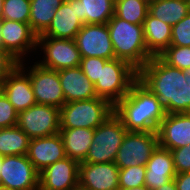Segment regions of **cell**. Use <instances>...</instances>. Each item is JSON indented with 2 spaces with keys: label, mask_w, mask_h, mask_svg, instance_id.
<instances>
[{
  "label": "cell",
  "mask_w": 190,
  "mask_h": 190,
  "mask_svg": "<svg viewBox=\"0 0 190 190\" xmlns=\"http://www.w3.org/2000/svg\"><path fill=\"white\" fill-rule=\"evenodd\" d=\"M159 57L171 67L180 70L190 68V46L170 45Z\"/></svg>",
  "instance_id": "obj_30"
},
{
  "label": "cell",
  "mask_w": 190,
  "mask_h": 190,
  "mask_svg": "<svg viewBox=\"0 0 190 190\" xmlns=\"http://www.w3.org/2000/svg\"><path fill=\"white\" fill-rule=\"evenodd\" d=\"M184 79L187 81V84L190 86V68L184 70Z\"/></svg>",
  "instance_id": "obj_39"
},
{
  "label": "cell",
  "mask_w": 190,
  "mask_h": 190,
  "mask_svg": "<svg viewBox=\"0 0 190 190\" xmlns=\"http://www.w3.org/2000/svg\"><path fill=\"white\" fill-rule=\"evenodd\" d=\"M159 146L168 150L190 144V112L166 114L157 130Z\"/></svg>",
  "instance_id": "obj_17"
},
{
  "label": "cell",
  "mask_w": 190,
  "mask_h": 190,
  "mask_svg": "<svg viewBox=\"0 0 190 190\" xmlns=\"http://www.w3.org/2000/svg\"><path fill=\"white\" fill-rule=\"evenodd\" d=\"M18 65V60H16L9 52L0 48V87L4 80Z\"/></svg>",
  "instance_id": "obj_36"
},
{
  "label": "cell",
  "mask_w": 190,
  "mask_h": 190,
  "mask_svg": "<svg viewBox=\"0 0 190 190\" xmlns=\"http://www.w3.org/2000/svg\"><path fill=\"white\" fill-rule=\"evenodd\" d=\"M80 68L86 77L95 84L100 73V58L98 57H82Z\"/></svg>",
  "instance_id": "obj_35"
},
{
  "label": "cell",
  "mask_w": 190,
  "mask_h": 190,
  "mask_svg": "<svg viewBox=\"0 0 190 190\" xmlns=\"http://www.w3.org/2000/svg\"><path fill=\"white\" fill-rule=\"evenodd\" d=\"M126 132L127 130L121 119L113 113L101 125L94 129L92 143L86 158L82 162H114Z\"/></svg>",
  "instance_id": "obj_6"
},
{
  "label": "cell",
  "mask_w": 190,
  "mask_h": 190,
  "mask_svg": "<svg viewBox=\"0 0 190 190\" xmlns=\"http://www.w3.org/2000/svg\"><path fill=\"white\" fill-rule=\"evenodd\" d=\"M149 0H115L114 15L133 24H144Z\"/></svg>",
  "instance_id": "obj_28"
},
{
  "label": "cell",
  "mask_w": 190,
  "mask_h": 190,
  "mask_svg": "<svg viewBox=\"0 0 190 190\" xmlns=\"http://www.w3.org/2000/svg\"><path fill=\"white\" fill-rule=\"evenodd\" d=\"M107 26L116 59L139 71L153 57L146 48L143 24L129 23L113 15Z\"/></svg>",
  "instance_id": "obj_3"
},
{
  "label": "cell",
  "mask_w": 190,
  "mask_h": 190,
  "mask_svg": "<svg viewBox=\"0 0 190 190\" xmlns=\"http://www.w3.org/2000/svg\"><path fill=\"white\" fill-rule=\"evenodd\" d=\"M174 46H190V12L171 29V43Z\"/></svg>",
  "instance_id": "obj_32"
},
{
  "label": "cell",
  "mask_w": 190,
  "mask_h": 190,
  "mask_svg": "<svg viewBox=\"0 0 190 190\" xmlns=\"http://www.w3.org/2000/svg\"><path fill=\"white\" fill-rule=\"evenodd\" d=\"M0 31H1V21H0ZM0 48H2L1 32H0Z\"/></svg>",
  "instance_id": "obj_43"
},
{
  "label": "cell",
  "mask_w": 190,
  "mask_h": 190,
  "mask_svg": "<svg viewBox=\"0 0 190 190\" xmlns=\"http://www.w3.org/2000/svg\"><path fill=\"white\" fill-rule=\"evenodd\" d=\"M79 162L65 157L39 173V190H78Z\"/></svg>",
  "instance_id": "obj_14"
},
{
  "label": "cell",
  "mask_w": 190,
  "mask_h": 190,
  "mask_svg": "<svg viewBox=\"0 0 190 190\" xmlns=\"http://www.w3.org/2000/svg\"><path fill=\"white\" fill-rule=\"evenodd\" d=\"M0 185L13 190H39V172L27 155L4 156Z\"/></svg>",
  "instance_id": "obj_10"
},
{
  "label": "cell",
  "mask_w": 190,
  "mask_h": 190,
  "mask_svg": "<svg viewBox=\"0 0 190 190\" xmlns=\"http://www.w3.org/2000/svg\"><path fill=\"white\" fill-rule=\"evenodd\" d=\"M31 138L17 125L0 128V152L4 156L27 155Z\"/></svg>",
  "instance_id": "obj_27"
},
{
  "label": "cell",
  "mask_w": 190,
  "mask_h": 190,
  "mask_svg": "<svg viewBox=\"0 0 190 190\" xmlns=\"http://www.w3.org/2000/svg\"><path fill=\"white\" fill-rule=\"evenodd\" d=\"M174 181L177 190H190V171L176 174Z\"/></svg>",
  "instance_id": "obj_37"
},
{
  "label": "cell",
  "mask_w": 190,
  "mask_h": 190,
  "mask_svg": "<svg viewBox=\"0 0 190 190\" xmlns=\"http://www.w3.org/2000/svg\"><path fill=\"white\" fill-rule=\"evenodd\" d=\"M155 190H177V188L174 179H171L169 182H166L164 185Z\"/></svg>",
  "instance_id": "obj_38"
},
{
  "label": "cell",
  "mask_w": 190,
  "mask_h": 190,
  "mask_svg": "<svg viewBox=\"0 0 190 190\" xmlns=\"http://www.w3.org/2000/svg\"><path fill=\"white\" fill-rule=\"evenodd\" d=\"M114 113L127 131L157 132L166 111L160 100L137 80L128 94L114 106Z\"/></svg>",
  "instance_id": "obj_2"
},
{
  "label": "cell",
  "mask_w": 190,
  "mask_h": 190,
  "mask_svg": "<svg viewBox=\"0 0 190 190\" xmlns=\"http://www.w3.org/2000/svg\"><path fill=\"white\" fill-rule=\"evenodd\" d=\"M190 12L188 0H150L148 13L171 26Z\"/></svg>",
  "instance_id": "obj_25"
},
{
  "label": "cell",
  "mask_w": 190,
  "mask_h": 190,
  "mask_svg": "<svg viewBox=\"0 0 190 190\" xmlns=\"http://www.w3.org/2000/svg\"><path fill=\"white\" fill-rule=\"evenodd\" d=\"M138 80L157 96L167 114L190 112V86L184 70L154 56L138 71Z\"/></svg>",
  "instance_id": "obj_1"
},
{
  "label": "cell",
  "mask_w": 190,
  "mask_h": 190,
  "mask_svg": "<svg viewBox=\"0 0 190 190\" xmlns=\"http://www.w3.org/2000/svg\"><path fill=\"white\" fill-rule=\"evenodd\" d=\"M114 113V106L106 99L72 101L60 108V128L95 129Z\"/></svg>",
  "instance_id": "obj_5"
},
{
  "label": "cell",
  "mask_w": 190,
  "mask_h": 190,
  "mask_svg": "<svg viewBox=\"0 0 190 190\" xmlns=\"http://www.w3.org/2000/svg\"><path fill=\"white\" fill-rule=\"evenodd\" d=\"M28 159L40 173L46 167L66 156L64 144L59 133L30 140Z\"/></svg>",
  "instance_id": "obj_18"
},
{
  "label": "cell",
  "mask_w": 190,
  "mask_h": 190,
  "mask_svg": "<svg viewBox=\"0 0 190 190\" xmlns=\"http://www.w3.org/2000/svg\"><path fill=\"white\" fill-rule=\"evenodd\" d=\"M114 8L115 0H77L78 18L83 24H107Z\"/></svg>",
  "instance_id": "obj_24"
},
{
  "label": "cell",
  "mask_w": 190,
  "mask_h": 190,
  "mask_svg": "<svg viewBox=\"0 0 190 190\" xmlns=\"http://www.w3.org/2000/svg\"><path fill=\"white\" fill-rule=\"evenodd\" d=\"M143 27L148 52L153 57L159 56L170 46L172 26L148 13Z\"/></svg>",
  "instance_id": "obj_22"
},
{
  "label": "cell",
  "mask_w": 190,
  "mask_h": 190,
  "mask_svg": "<svg viewBox=\"0 0 190 190\" xmlns=\"http://www.w3.org/2000/svg\"><path fill=\"white\" fill-rule=\"evenodd\" d=\"M138 80V70L121 59L100 58L99 78L94 84L97 97L108 100L115 106L130 91Z\"/></svg>",
  "instance_id": "obj_4"
},
{
  "label": "cell",
  "mask_w": 190,
  "mask_h": 190,
  "mask_svg": "<svg viewBox=\"0 0 190 190\" xmlns=\"http://www.w3.org/2000/svg\"><path fill=\"white\" fill-rule=\"evenodd\" d=\"M16 125L31 139L57 134L60 130V109L36 103L18 113Z\"/></svg>",
  "instance_id": "obj_7"
},
{
  "label": "cell",
  "mask_w": 190,
  "mask_h": 190,
  "mask_svg": "<svg viewBox=\"0 0 190 190\" xmlns=\"http://www.w3.org/2000/svg\"><path fill=\"white\" fill-rule=\"evenodd\" d=\"M3 1L4 0H0V21L3 19V17H2V13H3Z\"/></svg>",
  "instance_id": "obj_41"
},
{
  "label": "cell",
  "mask_w": 190,
  "mask_h": 190,
  "mask_svg": "<svg viewBox=\"0 0 190 190\" xmlns=\"http://www.w3.org/2000/svg\"><path fill=\"white\" fill-rule=\"evenodd\" d=\"M119 190H150L147 186L142 185L140 187H133V188H129V189H119Z\"/></svg>",
  "instance_id": "obj_40"
},
{
  "label": "cell",
  "mask_w": 190,
  "mask_h": 190,
  "mask_svg": "<svg viewBox=\"0 0 190 190\" xmlns=\"http://www.w3.org/2000/svg\"><path fill=\"white\" fill-rule=\"evenodd\" d=\"M3 19L29 23L30 0H4Z\"/></svg>",
  "instance_id": "obj_29"
},
{
  "label": "cell",
  "mask_w": 190,
  "mask_h": 190,
  "mask_svg": "<svg viewBox=\"0 0 190 190\" xmlns=\"http://www.w3.org/2000/svg\"><path fill=\"white\" fill-rule=\"evenodd\" d=\"M94 129L90 128H60L59 135L64 144L66 156L82 162L92 143Z\"/></svg>",
  "instance_id": "obj_23"
},
{
  "label": "cell",
  "mask_w": 190,
  "mask_h": 190,
  "mask_svg": "<svg viewBox=\"0 0 190 190\" xmlns=\"http://www.w3.org/2000/svg\"><path fill=\"white\" fill-rule=\"evenodd\" d=\"M37 47L43 50L41 66L56 71L80 66L81 54L72 39L38 36Z\"/></svg>",
  "instance_id": "obj_9"
},
{
  "label": "cell",
  "mask_w": 190,
  "mask_h": 190,
  "mask_svg": "<svg viewBox=\"0 0 190 190\" xmlns=\"http://www.w3.org/2000/svg\"><path fill=\"white\" fill-rule=\"evenodd\" d=\"M64 1L30 0L29 25L37 35H41L49 27L57 8Z\"/></svg>",
  "instance_id": "obj_26"
},
{
  "label": "cell",
  "mask_w": 190,
  "mask_h": 190,
  "mask_svg": "<svg viewBox=\"0 0 190 190\" xmlns=\"http://www.w3.org/2000/svg\"><path fill=\"white\" fill-rule=\"evenodd\" d=\"M145 165L119 168V189H129L145 185Z\"/></svg>",
  "instance_id": "obj_31"
},
{
  "label": "cell",
  "mask_w": 190,
  "mask_h": 190,
  "mask_svg": "<svg viewBox=\"0 0 190 190\" xmlns=\"http://www.w3.org/2000/svg\"><path fill=\"white\" fill-rule=\"evenodd\" d=\"M158 145L157 132L127 131L114 163L119 168L146 165Z\"/></svg>",
  "instance_id": "obj_8"
},
{
  "label": "cell",
  "mask_w": 190,
  "mask_h": 190,
  "mask_svg": "<svg viewBox=\"0 0 190 190\" xmlns=\"http://www.w3.org/2000/svg\"><path fill=\"white\" fill-rule=\"evenodd\" d=\"M26 72L30 77L37 104L54 106L60 109L66 103L58 71L48 69L35 62Z\"/></svg>",
  "instance_id": "obj_11"
},
{
  "label": "cell",
  "mask_w": 190,
  "mask_h": 190,
  "mask_svg": "<svg viewBox=\"0 0 190 190\" xmlns=\"http://www.w3.org/2000/svg\"><path fill=\"white\" fill-rule=\"evenodd\" d=\"M23 63L19 62L0 87L18 113L36 104L30 77L25 72L26 64Z\"/></svg>",
  "instance_id": "obj_16"
},
{
  "label": "cell",
  "mask_w": 190,
  "mask_h": 190,
  "mask_svg": "<svg viewBox=\"0 0 190 190\" xmlns=\"http://www.w3.org/2000/svg\"><path fill=\"white\" fill-rule=\"evenodd\" d=\"M119 167L109 163H79V190H119Z\"/></svg>",
  "instance_id": "obj_15"
},
{
  "label": "cell",
  "mask_w": 190,
  "mask_h": 190,
  "mask_svg": "<svg viewBox=\"0 0 190 190\" xmlns=\"http://www.w3.org/2000/svg\"><path fill=\"white\" fill-rule=\"evenodd\" d=\"M173 156L176 174L190 171V144L170 150Z\"/></svg>",
  "instance_id": "obj_34"
},
{
  "label": "cell",
  "mask_w": 190,
  "mask_h": 190,
  "mask_svg": "<svg viewBox=\"0 0 190 190\" xmlns=\"http://www.w3.org/2000/svg\"><path fill=\"white\" fill-rule=\"evenodd\" d=\"M0 190H13V189H10L6 186L0 185Z\"/></svg>",
  "instance_id": "obj_42"
},
{
  "label": "cell",
  "mask_w": 190,
  "mask_h": 190,
  "mask_svg": "<svg viewBox=\"0 0 190 190\" xmlns=\"http://www.w3.org/2000/svg\"><path fill=\"white\" fill-rule=\"evenodd\" d=\"M17 117L18 112L0 89V128L16 126Z\"/></svg>",
  "instance_id": "obj_33"
},
{
  "label": "cell",
  "mask_w": 190,
  "mask_h": 190,
  "mask_svg": "<svg viewBox=\"0 0 190 190\" xmlns=\"http://www.w3.org/2000/svg\"><path fill=\"white\" fill-rule=\"evenodd\" d=\"M145 166V186L150 190L159 188L176 176L171 151L159 145Z\"/></svg>",
  "instance_id": "obj_20"
},
{
  "label": "cell",
  "mask_w": 190,
  "mask_h": 190,
  "mask_svg": "<svg viewBox=\"0 0 190 190\" xmlns=\"http://www.w3.org/2000/svg\"><path fill=\"white\" fill-rule=\"evenodd\" d=\"M4 155L0 152V163H2Z\"/></svg>",
  "instance_id": "obj_44"
},
{
  "label": "cell",
  "mask_w": 190,
  "mask_h": 190,
  "mask_svg": "<svg viewBox=\"0 0 190 190\" xmlns=\"http://www.w3.org/2000/svg\"><path fill=\"white\" fill-rule=\"evenodd\" d=\"M74 41L81 57L115 58L107 24H84Z\"/></svg>",
  "instance_id": "obj_13"
},
{
  "label": "cell",
  "mask_w": 190,
  "mask_h": 190,
  "mask_svg": "<svg viewBox=\"0 0 190 190\" xmlns=\"http://www.w3.org/2000/svg\"><path fill=\"white\" fill-rule=\"evenodd\" d=\"M58 75L66 103L97 97L94 84L80 66L59 70Z\"/></svg>",
  "instance_id": "obj_21"
},
{
  "label": "cell",
  "mask_w": 190,
  "mask_h": 190,
  "mask_svg": "<svg viewBox=\"0 0 190 190\" xmlns=\"http://www.w3.org/2000/svg\"><path fill=\"white\" fill-rule=\"evenodd\" d=\"M0 32L2 48L19 62L24 61L26 54L37 50L38 35L29 23L2 19Z\"/></svg>",
  "instance_id": "obj_12"
},
{
  "label": "cell",
  "mask_w": 190,
  "mask_h": 190,
  "mask_svg": "<svg viewBox=\"0 0 190 190\" xmlns=\"http://www.w3.org/2000/svg\"><path fill=\"white\" fill-rule=\"evenodd\" d=\"M83 25L78 18L77 0H65L57 8L49 27L38 36L74 40Z\"/></svg>",
  "instance_id": "obj_19"
}]
</instances>
